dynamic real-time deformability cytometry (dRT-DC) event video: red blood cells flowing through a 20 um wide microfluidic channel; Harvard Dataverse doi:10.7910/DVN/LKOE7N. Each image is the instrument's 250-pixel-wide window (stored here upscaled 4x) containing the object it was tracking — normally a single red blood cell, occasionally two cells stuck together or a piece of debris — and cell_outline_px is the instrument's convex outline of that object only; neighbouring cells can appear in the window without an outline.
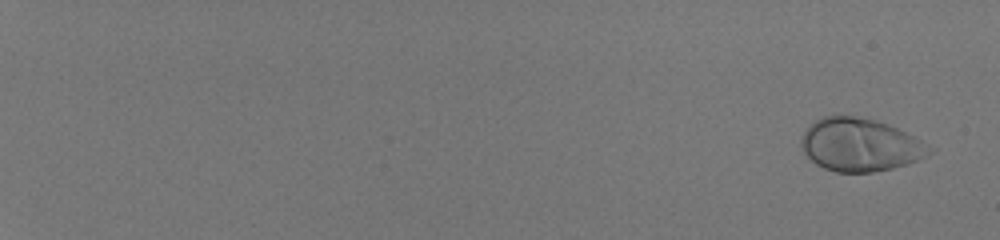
{"species": "human", "species_latin": "Homo sapiens", "temperature_condition": "room temperature", "stored_images_in_passage": 54, "camera_frame_rate_fps": 3000, "um_per_image_px": 0.085, "donor": {"sex": "male"}, "frame": {"image": 1, "passage_image": 1, "time_ms": 0.0, "image_size_px": [1000, 240], "cell_outline_px": [[936, 148], [928, 156], [908, 164], [892, 168], [872, 172], [836, 172], [824, 168], [816, 164], [804, 152], [800, 144], [800, 140], [804, 132], [816, 120], [824, 116], [836, 112], [856, 116], [872, 120], [896, 128]], "centroid_in_image_um": [73.1, 12.3], "position_along_channel_um": 11.9, "area_um2": 39.65}}
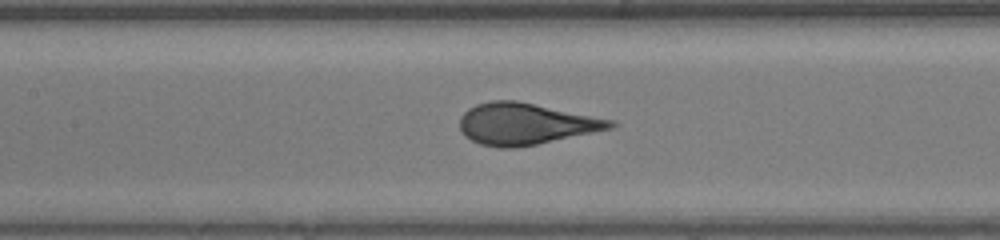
{"frame": {"image": 2, "passage_image": 31, "time_ms": 10.0, "image_size_px": [1000, 240], "cell_outline_px": [[620, 124], [612, 128], [536, 144], [516, 148], [500, 148], [480, 144], [464, 136], [460, 132], [460, 116], [468, 108], [476, 104], [492, 100], [516, 100], [616, 120]], "centroid_in_image_um": [44.67, 10.52], "position_along_channel_um": 162.7, "area_um2": 36.59}}
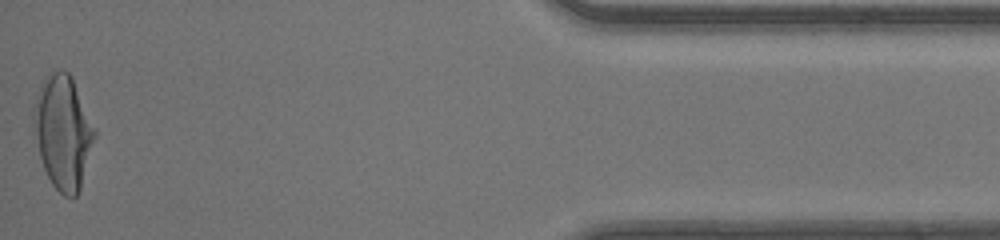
{"frame": {"image": 3, "passage_image": 54, "time_ms": 17.667, "image_size_px": [1000, 240], "cell_outline_px": [[96, 136], [80, 188], [76, 196], [64, 196], [52, 184], [44, 168], [40, 156], [32, 120], [32, 108], [44, 76], [52, 72], [68, 72], [72, 76], [96, 128]], "centroid_in_image_um": [5.36, 11.2], "position_along_channel_um": 429.8, "area_um2": 40.17}}